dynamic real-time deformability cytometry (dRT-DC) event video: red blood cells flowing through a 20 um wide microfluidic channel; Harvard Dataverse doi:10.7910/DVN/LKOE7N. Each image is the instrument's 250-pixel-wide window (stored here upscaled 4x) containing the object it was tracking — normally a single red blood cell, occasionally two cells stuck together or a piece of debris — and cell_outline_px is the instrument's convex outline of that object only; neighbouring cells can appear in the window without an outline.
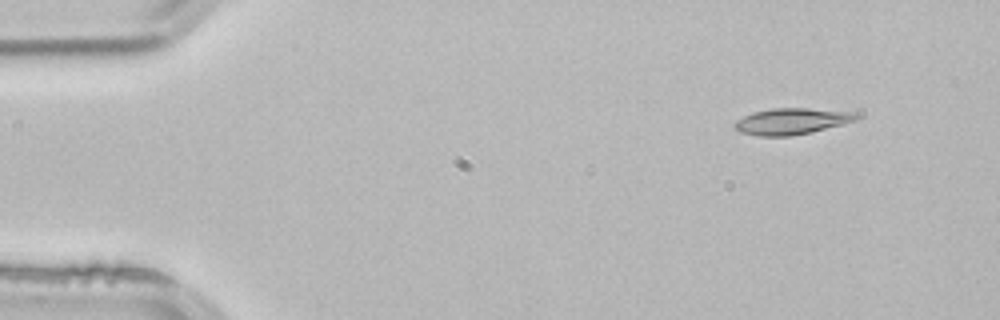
{"species": "common noctule bat (a hibernating species)", "species_latin": "Nyctalus noctula", "temperature_condition": "room temperature", "stored_images_in_passage": 3, "camera_frame_rate_fps": 3000, "um_per_image_px": 0.085, "animal": {"sex": "male", "body_mass_g": 21.5, "forearm_length_mm": 52.0}, "frame": {"image": 1, "passage_image": 1, "time_ms": 0.0, "image_size_px": [1000, 320], "cell_outline_px": [[860, 116], [856, 120], [844, 124], [812, 132], [792, 136], [756, 136], [740, 132], [732, 128], [732, 124], [736, 120], [752, 112], [772, 108], [808, 108], [856, 112]], "centroid_in_image_um": [67.26, 10.31], "position_along_channel_um": 17.7, "area_um2": 18.96}}
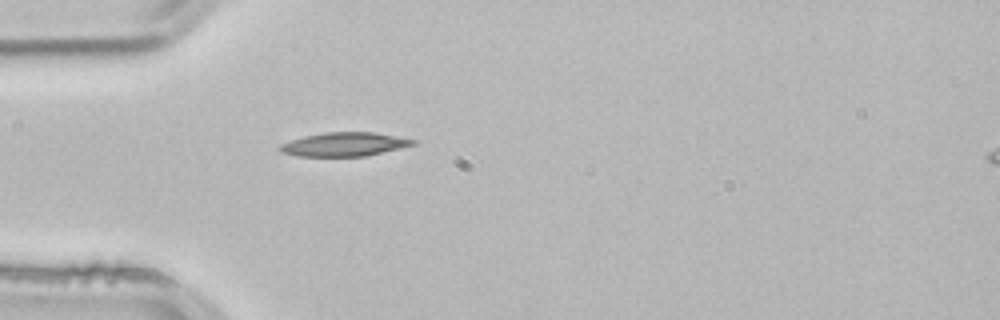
{"frame": {"image": 2, "passage_image": 3, "time_ms": 0.667, "image_size_px": [1000, 320], "cell_outline_px": [[416, 144], [400, 148], [364, 156], [296, 156], [280, 152], [280, 144], [304, 136], [324, 132], [372, 132], [416, 140]], "centroid_in_image_um": [29.24, 12.27], "position_along_channel_um": 55.8, "area_um2": 18.21}}